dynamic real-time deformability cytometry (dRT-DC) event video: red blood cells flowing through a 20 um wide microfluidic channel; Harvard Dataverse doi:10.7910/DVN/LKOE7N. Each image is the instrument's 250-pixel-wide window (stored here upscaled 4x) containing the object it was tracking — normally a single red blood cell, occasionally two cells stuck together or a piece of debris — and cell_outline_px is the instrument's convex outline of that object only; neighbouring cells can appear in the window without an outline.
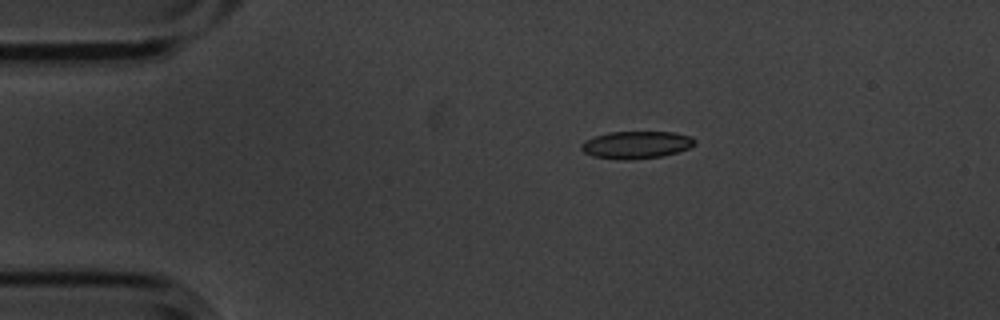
{"species": "common noctule bat (a hibernating species)", "species_latin": "Nyctalus noctula", "temperature_condition": "cold", "stored_images_in_passage": 5, "camera_frame_rate_fps": 3000, "um_per_image_px": 0.085, "animal": {"sex": "male", "body_mass_g": 20.1, "forearm_length_mm": 53.5}, "frame": {"image": 1, "passage_image": 1, "time_ms": 0.0, "image_size_px": [1000, 320], "cell_outline_px": [[696, 144], [688, 148], [676, 152], [660, 156], [628, 160], [620, 160], [592, 156], [584, 152], [580, 148], [580, 144], [584, 140], [608, 132], [672, 132], [692, 136], [696, 140]], "centroid_in_image_um": [54.06, 12.31], "position_along_channel_um": 30.9, "area_um2": 18.15}}
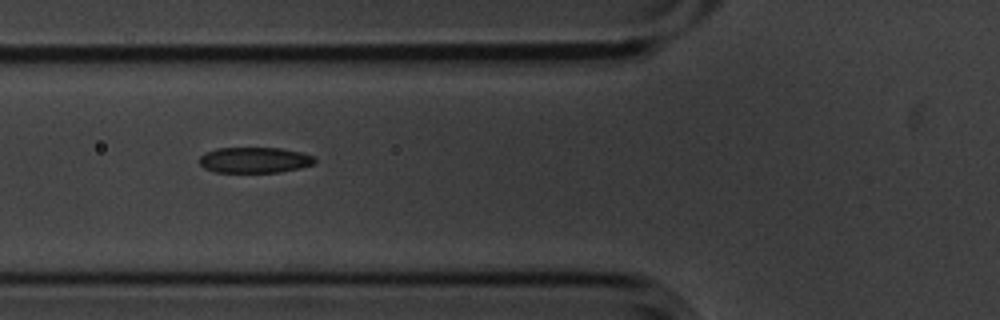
{"frame": {"image": 2, "passage_image": 4, "time_ms": 1.0, "image_size_px": [1000, 320], "cell_outline_px": [[316, 164], [300, 168], [280, 172], [216, 172], [204, 168], [200, 164], [200, 156], [204, 152], [216, 148], [280, 148], [300, 152], [312, 156], [316, 160]], "centroid_in_image_um": [21.63, 13.6], "position_along_channel_um": 104.2, "area_um2": 17.34}}
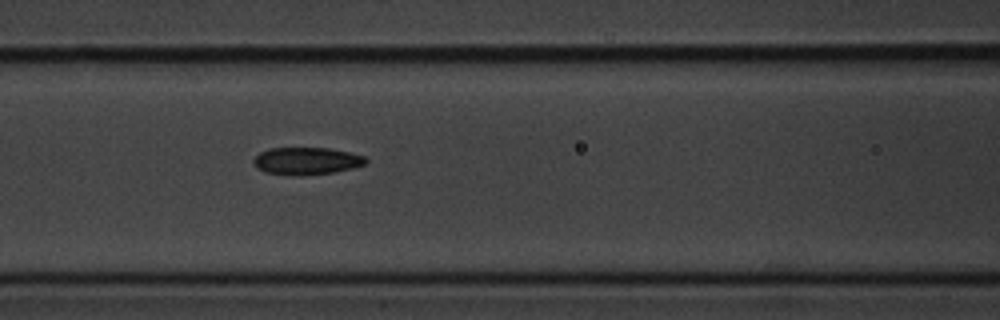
{"frame": {"image": 3, "passage_image": 5, "time_ms": 1.333, "image_size_px": [1000, 320], "cell_outline_px": [[368, 160], [364, 164], [352, 168], [332, 172], [300, 176], [292, 176], [264, 172], [256, 168], [252, 160], [260, 152], [268, 148], [328, 148], [348, 152], [364, 156]], "centroid_in_image_um": [26.0, 13.69], "position_along_channel_um": 140.6, "area_um2": 17.92}}